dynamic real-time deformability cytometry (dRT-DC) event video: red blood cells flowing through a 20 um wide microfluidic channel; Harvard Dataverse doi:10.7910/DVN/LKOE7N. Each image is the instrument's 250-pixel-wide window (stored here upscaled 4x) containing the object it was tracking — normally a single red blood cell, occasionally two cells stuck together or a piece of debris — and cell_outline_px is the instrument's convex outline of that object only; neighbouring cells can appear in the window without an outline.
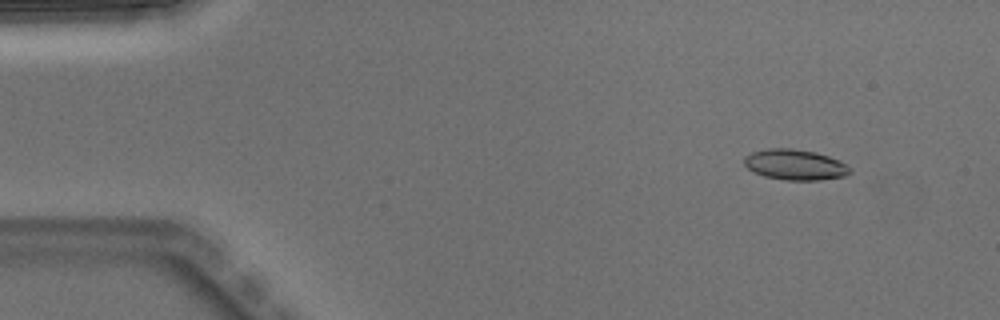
{"species": "Egyptian fruit bat (a non-hibernating species)", "species_latin": "Rousettus aegyptiacus", "temperature_condition": "warm", "stored_images_in_passage": 6, "camera_frame_rate_fps": 3000, "um_per_image_px": 0.085, "animal": {"sex": "male"}, "frame": {"image": 1, "passage_image": 2, "time_ms": 0.333, "image_size_px": [1000, 320], "cell_outline_px": [[852, 172], [848, 176], [820, 180], [784, 180], [764, 176], [752, 172], [744, 164], [744, 156], [752, 152], [768, 148], [792, 148], [816, 152], [840, 160], [852, 168]], "centroid_in_image_um": [67.61, 14.0], "position_along_channel_um": 17.4, "area_um2": 19.19}}
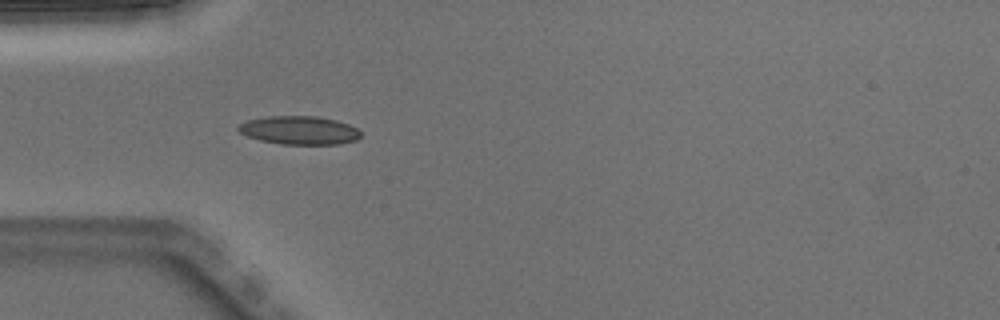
{"frame": {"image": 2, "passage_image": 4, "time_ms": 1.0, "image_size_px": [1000, 320], "cell_outline_px": [[360, 136], [356, 140], [340, 144], [280, 144], [260, 140], [248, 136], [240, 132], [236, 128], [240, 124], [248, 120], [268, 116], [316, 116], [336, 120], [348, 124], [356, 128], [360, 132]], "centroid_in_image_um": [25.44, 11.07], "position_along_channel_um": 59.6, "area_um2": 20.17}}
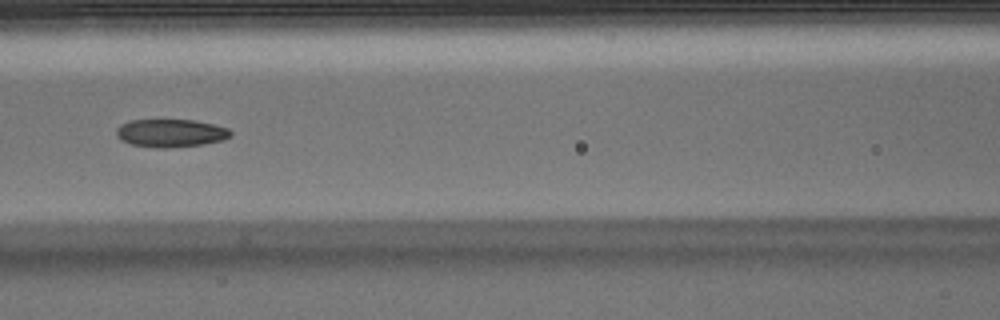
{"frame": {"image": 3, "passage_image": 6, "time_ms": 1.667, "image_size_px": [1000, 320], "cell_outline_px": [[232, 136], [224, 140], [204, 144], [164, 148], [132, 144], [120, 140], [116, 136], [116, 128], [120, 124], [128, 120], [196, 120], [228, 128], [232, 132]], "centroid_in_image_um": [14.51, 11.3], "position_along_channel_um": 152.1, "area_um2": 18.67}}